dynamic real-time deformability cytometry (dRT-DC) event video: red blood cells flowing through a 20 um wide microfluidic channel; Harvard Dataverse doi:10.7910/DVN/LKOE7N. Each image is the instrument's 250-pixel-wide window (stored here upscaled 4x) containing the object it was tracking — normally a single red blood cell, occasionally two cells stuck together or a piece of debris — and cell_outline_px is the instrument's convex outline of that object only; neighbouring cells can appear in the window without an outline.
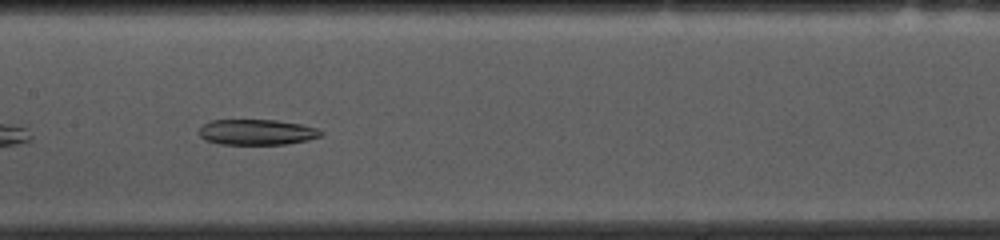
{"species": "common noctule bat (a hibernating species)", "species_latin": "Nyctalus noctula", "temperature_condition": "cold", "stored_images_in_passage": 38, "camera_frame_rate_fps": 3000, "um_per_image_px": 0.085, "animal": {"sex": "female", "body_mass_g": 10.0, "forearm_length_mm": 53.1}, "frame": {"image": 1, "passage_image": 12, "time_ms": 3.667, "image_size_px": [1000, 240], "cell_outline_px": [[324, 132], [320, 136], [308, 140], [288, 144], [220, 144], [204, 140], [200, 136], [200, 128], [204, 124], [212, 120], [276, 120], [300, 124], [316, 128]], "centroid_in_image_um": [21.83, 11.23], "position_along_channel_um": 185.6, "area_um2": 18.09}, "authors_computed_cell_mechanics": {"area_um2": 21.9351, "velocity_mm_per_s": 3.6861, "shape_relaxation_time_tau1_ms": null, "shape_relaxation_time_tau2_ms": 10.1187, "deformation_change_tau1": null, "deformation_change_tau2": 0.1731}}